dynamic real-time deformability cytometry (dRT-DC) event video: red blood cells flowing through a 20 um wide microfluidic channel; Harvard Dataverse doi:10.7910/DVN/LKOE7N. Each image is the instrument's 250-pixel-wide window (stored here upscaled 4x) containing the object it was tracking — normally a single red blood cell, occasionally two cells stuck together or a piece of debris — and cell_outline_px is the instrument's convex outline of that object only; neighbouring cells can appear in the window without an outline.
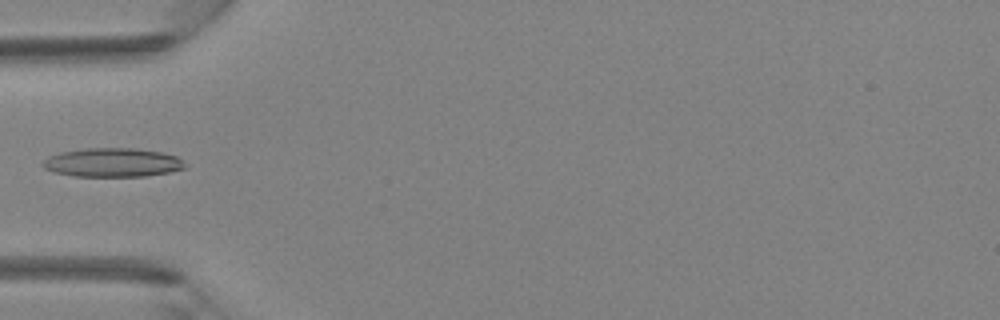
{"species": "Egyptian fruit bat (a non-hibernating species)", "species_latin": "Rousettus aegyptiacus", "temperature_condition": "room temperature", "stored_images_in_passage": 4, "camera_frame_rate_fps": 3000, "um_per_image_px": 0.085, "animal": {"sex": "female"}, "frame": {"image": 1, "passage_image": 4, "time_ms": 1.0, "image_size_px": [1000, 320], "cell_outline_px": [[184, 168], [168, 172], [144, 176], [72, 176], [56, 172], [44, 168], [40, 164], [48, 156], [60, 152], [84, 148], [132, 148], [160, 152], [176, 156], [184, 164]], "centroid_in_image_um": [9.5, 13.81], "position_along_channel_um": 75.5, "area_um2": 23.7}}